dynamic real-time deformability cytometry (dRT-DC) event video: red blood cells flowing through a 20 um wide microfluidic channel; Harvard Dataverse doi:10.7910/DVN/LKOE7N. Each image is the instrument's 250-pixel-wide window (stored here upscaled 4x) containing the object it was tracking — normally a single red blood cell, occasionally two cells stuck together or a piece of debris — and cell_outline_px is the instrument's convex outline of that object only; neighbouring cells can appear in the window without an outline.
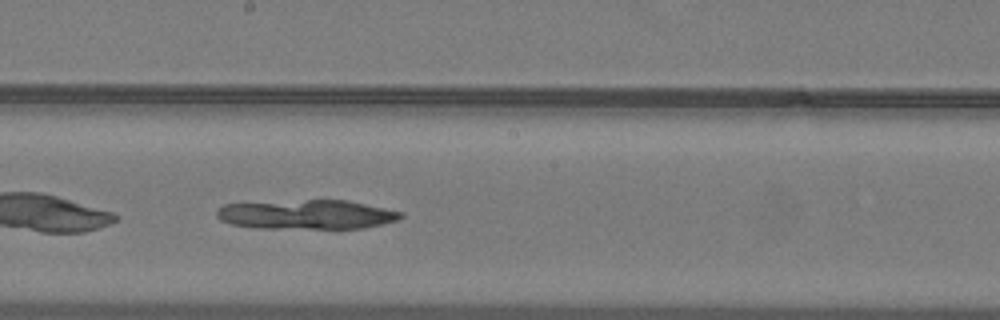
{"species": "common noctule bat (a hibernating species)", "species_latin": "Nyctalus noctula", "temperature_condition": "warm", "stored_images_in_passage": 37, "camera_frame_rate_fps": 3000, "um_per_image_px": 0.085, "animal": {"sex": "male", "body_mass_g": 19.2, "forearm_length_mm": 51.8}, "frame": {"image": 1, "passage_image": 16, "time_ms": 5.0, "image_size_px": [1000, 320], "cell_outline_px": [[404, 216], [396, 220], [364, 228], [260, 228], [232, 224], [220, 220], [216, 216], [216, 208], [224, 204], [308, 200], [348, 200], [404, 212]], "centroid_in_image_um": [26.07, 18.23], "position_along_channel_um": 222.1, "area_um2": 31.33}}